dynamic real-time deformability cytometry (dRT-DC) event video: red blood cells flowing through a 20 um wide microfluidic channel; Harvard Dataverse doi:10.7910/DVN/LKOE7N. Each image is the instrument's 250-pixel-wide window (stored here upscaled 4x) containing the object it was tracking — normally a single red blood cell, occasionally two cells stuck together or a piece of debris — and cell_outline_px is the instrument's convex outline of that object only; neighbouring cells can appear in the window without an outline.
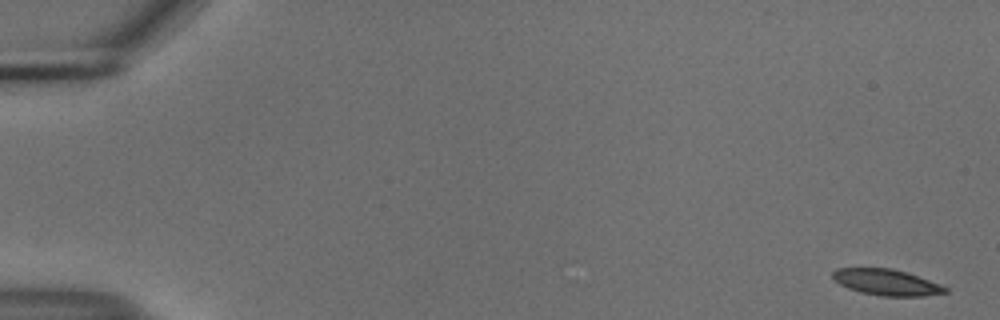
{"species": "common noctule bat (a hibernating species)", "species_latin": "Nyctalus noctula", "temperature_condition": "cold", "stored_images_in_passage": 55, "camera_frame_rate_fps": 3000, "um_per_image_px": 0.085, "animal": {"sex": "male", "body_mass_g": 18.8}, "frame": {"image": 1, "passage_image": 1, "time_ms": 0.0, "image_size_px": [1000, 320], "cell_outline_px": [[948, 292], [924, 296], [884, 296], [864, 292], [848, 288], [840, 284], [832, 276], [832, 272], [836, 268], [892, 268], [940, 284], [948, 288]], "centroid_in_image_um": [75.36, 23.99], "position_along_channel_um": 9.6, "area_um2": 16.76}}
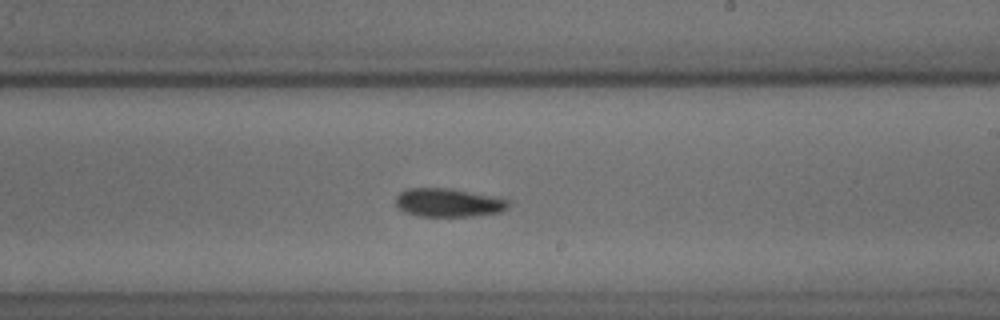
{"frame": {"image": 2, "passage_image": 33, "time_ms": 10.667, "image_size_px": [1000, 320], "cell_outline_px": [[508, 208], [500, 212], [472, 216], [420, 216], [404, 212], [396, 204], [396, 196], [400, 192], [408, 188], [452, 188], [492, 196], [508, 200]], "centroid_in_image_um": [38.09, 17.22], "position_along_channel_um": 250.9, "area_um2": 18.61}}
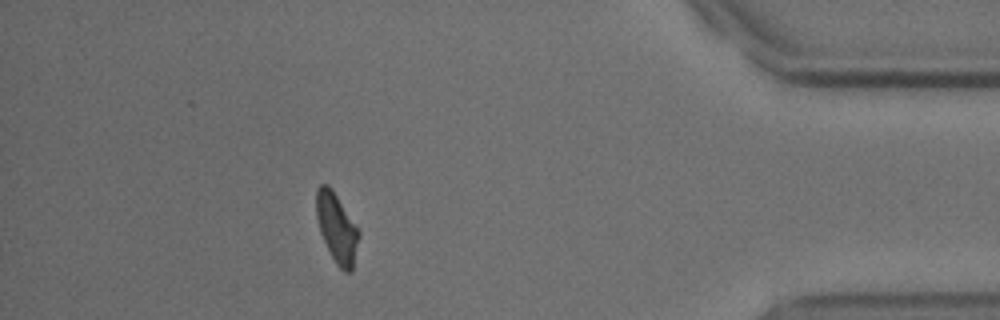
{"frame": {"image": 3, "passage_image": 49, "time_ms": 16.0, "image_size_px": [1000, 320], "cell_outline_px": [[360, 236], [352, 272], [344, 272], [336, 264], [320, 232], [316, 216], [316, 188], [320, 184], [328, 184], [332, 188], [360, 232]], "centroid_in_image_um": [28.63, 19.37], "position_along_channel_um": 406.6, "area_um2": 17.17}, "authors_computed_cell_mechanics": {"area_um2": 17.8602, "velocity_mm_per_s": 3.6959, "shape_relaxation_time_tau1_ms": 5.6706, "shape_relaxation_time_tau2_ms": null, "deformation_change_tau1": 0.1296, "deformation_change_tau2": null}}